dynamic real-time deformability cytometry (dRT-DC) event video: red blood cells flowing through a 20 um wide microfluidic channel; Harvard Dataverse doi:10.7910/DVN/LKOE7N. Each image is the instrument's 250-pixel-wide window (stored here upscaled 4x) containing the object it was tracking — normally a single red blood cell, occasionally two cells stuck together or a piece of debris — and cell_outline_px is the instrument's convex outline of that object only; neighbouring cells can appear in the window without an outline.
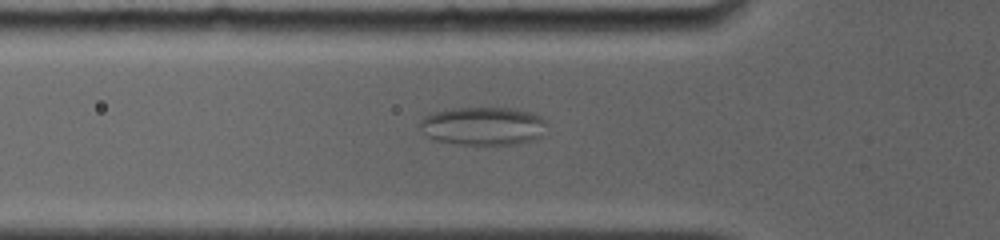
{"species": "common noctule bat (a hibernating species)", "species_latin": "Nyctalus noctula", "temperature_condition": "room temperature", "stored_images_in_passage": 63, "camera_frame_rate_fps": 4000, "um_per_image_px": 0.085, "animal": {"sex": "female", "body_mass_g": 19.0, "forearm_length_mm": 56.7}, "frame": {"image": 1, "passage_image": 30, "time_ms": 5.5, "image_size_px": [1000, 240], "cell_outline_px": [[548, 120], [544, 136], [536, 140], [512, 144], [464, 144], [432, 140], [420, 132], [416, 124], [424, 116], [432, 112], [452, 108], [512, 108], [532, 112]], "centroid_in_image_um": [41.05, 10.71], "position_along_channel_um": 84.7, "area_um2": 29.02}}
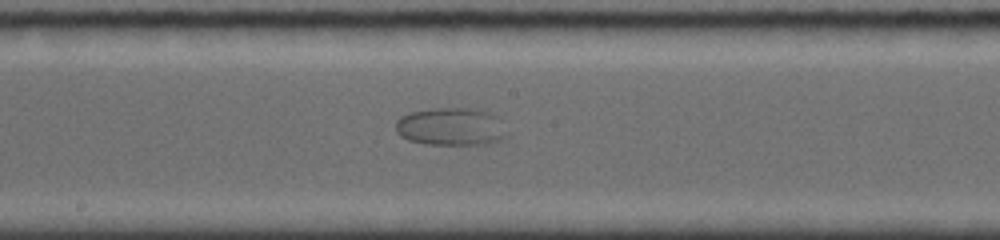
{"frame": {"image": 2, "passage_image": 40, "time_ms": 9.0, "image_size_px": [1000, 240], "cell_outline_px": [[504, 136], [500, 140], [484, 144], [424, 144], [408, 140], [400, 136], [396, 132], [396, 120], [400, 116], [408, 112], [436, 108], [468, 108], [488, 112], [496, 116], [500, 120]], "centroid_in_image_um": [38.24, 10.76], "position_along_channel_um": 210.0, "area_um2": 24.28}}
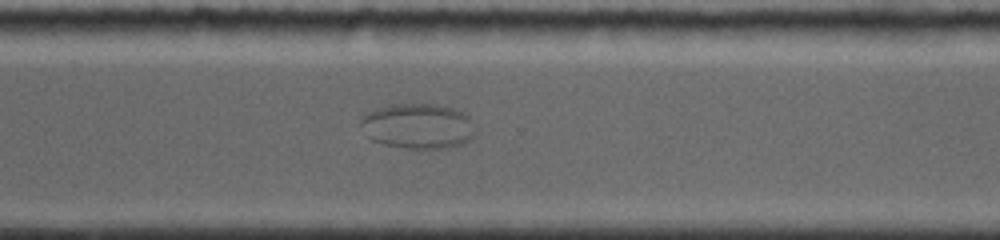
{"frame": {"image": 3, "passage_image": 50, "time_ms": 12.5, "image_size_px": [1000, 240], "cell_outline_px": [[476, 132], [464, 144], [448, 148], [408, 148], [384, 144], [372, 140], [368, 136], [360, 124], [360, 120], [368, 112], [376, 108], [392, 104], [436, 104], [452, 108], [464, 112], [472, 120]], "centroid_in_image_um": [35.56, 10.71], "position_along_channel_um": 335.0, "area_um2": 30.23}}